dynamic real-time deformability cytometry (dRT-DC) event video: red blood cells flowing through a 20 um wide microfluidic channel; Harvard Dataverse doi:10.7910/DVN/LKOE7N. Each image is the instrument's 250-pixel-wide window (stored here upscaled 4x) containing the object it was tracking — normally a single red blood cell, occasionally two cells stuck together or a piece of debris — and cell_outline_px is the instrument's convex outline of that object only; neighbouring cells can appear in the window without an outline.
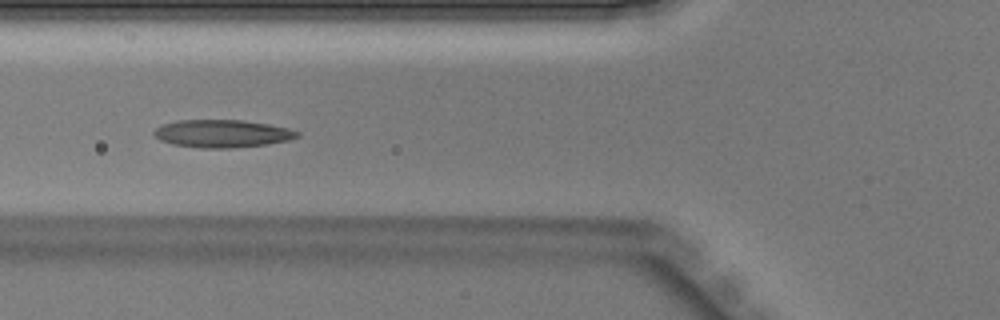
{"species": "Egyptian fruit bat (a non-hibernating species)", "species_latin": "Rousettus aegyptiacus", "temperature_condition": "warm", "stored_images_in_passage": 35, "camera_frame_rate_fps": 3000, "um_per_image_px": 0.085, "animal": {"sex": "male"}, "frame": {"image": 1, "passage_image": 7, "time_ms": 2.0, "image_size_px": [1000, 320], "cell_outline_px": [[300, 136], [288, 140], [268, 144], [232, 148], [204, 148], [172, 144], [160, 140], [152, 132], [156, 128], [164, 124], [180, 120], [240, 120], [268, 124], [288, 128], [300, 132]], "centroid_in_image_um": [18.91, 11.36], "position_along_channel_um": 106.9, "area_um2": 23.0}}
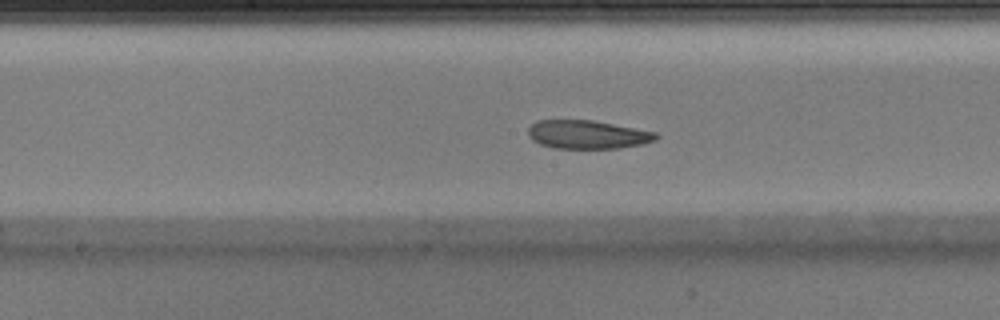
{"frame": {"image": 2, "passage_image": 13, "time_ms": 4.0, "image_size_px": [1000, 320], "cell_outline_px": [[660, 136], [656, 140], [644, 144], [620, 148], [556, 148], [540, 144], [532, 140], [528, 136], [528, 128], [536, 120], [592, 120], [656, 132]], "centroid_in_image_um": [49.94, 11.43], "position_along_channel_um": 198.3, "area_um2": 21.27}}
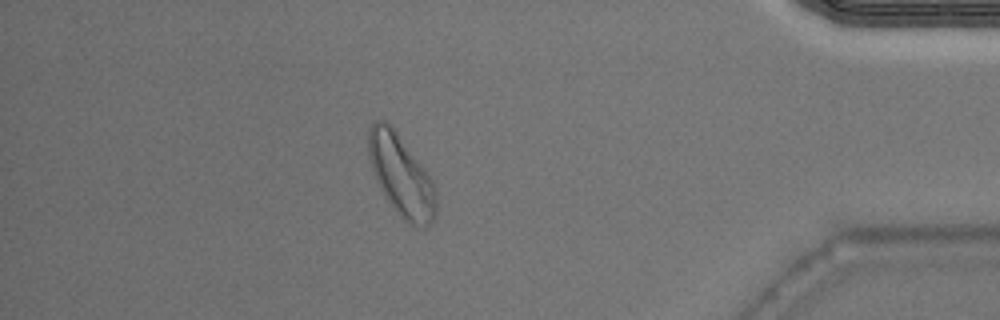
{"frame": {"image": 3, "passage_image": 29, "time_ms": 9.333, "image_size_px": [1000, 320], "cell_outline_px": [[436, 216], [424, 228], [408, 224], [396, 212], [384, 196], [376, 180], [368, 156], [368, 132], [372, 124], [376, 120], [384, 120], [396, 132], [432, 180], [436, 196]], "centroid_in_image_um": [34.08, 14.97], "position_along_channel_um": 401.1, "area_um2": 31.44}}